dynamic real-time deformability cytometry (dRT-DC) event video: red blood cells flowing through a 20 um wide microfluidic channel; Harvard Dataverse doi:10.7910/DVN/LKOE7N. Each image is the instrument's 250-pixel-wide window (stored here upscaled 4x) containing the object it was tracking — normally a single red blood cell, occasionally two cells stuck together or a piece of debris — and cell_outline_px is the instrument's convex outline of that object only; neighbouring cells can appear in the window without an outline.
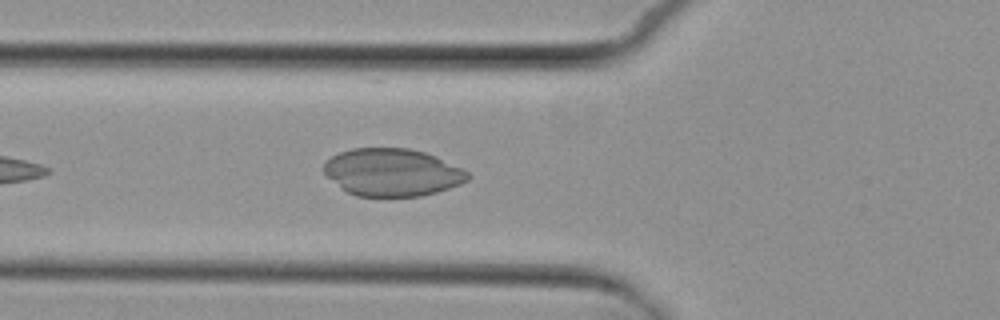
{"species": "common noctule bat (a hibernating species)", "species_latin": "Nyctalus noctula", "temperature_condition": "cold", "stored_images_in_passage": 5, "camera_frame_rate_fps": 3000, "um_per_image_px": 0.085, "animal": {"sex": "female", "body_mass_g": 29.2, "forearm_length_mm": 56.3}, "frame": {"image": 1, "passage_image": 4, "time_ms": 4.0, "image_size_px": [1000, 320], "cell_outline_px": [[472, 176], [468, 180], [460, 184], [436, 192], [420, 196], [356, 196], [340, 188], [324, 172], [324, 164], [332, 156], [340, 152], [352, 148], [408, 148], [424, 152], [436, 156], [464, 168]], "centroid_in_image_um": [33.37, 14.64], "position_along_channel_um": 92.4, "area_um2": 39.88}}